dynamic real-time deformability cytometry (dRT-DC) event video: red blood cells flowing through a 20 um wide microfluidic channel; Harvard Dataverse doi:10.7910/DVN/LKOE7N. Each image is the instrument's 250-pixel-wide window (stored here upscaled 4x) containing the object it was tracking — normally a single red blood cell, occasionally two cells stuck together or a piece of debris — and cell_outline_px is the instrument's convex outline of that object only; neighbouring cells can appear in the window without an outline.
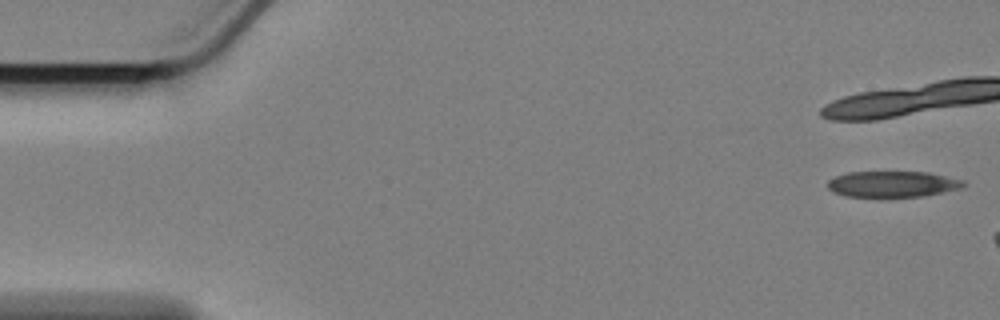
{"species": "Egyptian fruit bat (a non-hibernating species)", "species_latin": "Rousettus aegyptiacus", "temperature_condition": "cold", "stored_images_in_passage": 8, "camera_frame_rate_fps": 3000, "um_per_image_px": 0.085, "animal": {"sex": "female"}, "frame": {"image": 1, "passage_image": 1, "time_ms": 0.0, "image_size_px": [1000, 320], "cell_outline_px": [[968, 184], [960, 188], [924, 196], [844, 196], [832, 192], [828, 188], [828, 180], [836, 176], [848, 172], [928, 172], [964, 180]], "centroid_in_image_um": [75.87, 15.64], "position_along_channel_um": 9.1, "area_um2": 20.46}}